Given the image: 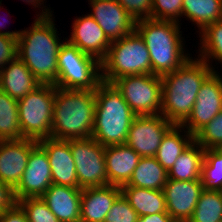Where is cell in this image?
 Instances as JSON below:
<instances>
[{
	"mask_svg": "<svg viewBox=\"0 0 222 222\" xmlns=\"http://www.w3.org/2000/svg\"><path fill=\"white\" fill-rule=\"evenodd\" d=\"M38 145L47 153L52 183L79 188L75 162L70 150V140L46 138L38 141Z\"/></svg>",
	"mask_w": 222,
	"mask_h": 222,
	"instance_id": "obj_18",
	"label": "cell"
},
{
	"mask_svg": "<svg viewBox=\"0 0 222 222\" xmlns=\"http://www.w3.org/2000/svg\"><path fill=\"white\" fill-rule=\"evenodd\" d=\"M121 194L134 208L138 216L167 212L163 190H152L123 185Z\"/></svg>",
	"mask_w": 222,
	"mask_h": 222,
	"instance_id": "obj_24",
	"label": "cell"
},
{
	"mask_svg": "<svg viewBox=\"0 0 222 222\" xmlns=\"http://www.w3.org/2000/svg\"><path fill=\"white\" fill-rule=\"evenodd\" d=\"M57 88L95 90L102 80L101 62L64 41L58 52Z\"/></svg>",
	"mask_w": 222,
	"mask_h": 222,
	"instance_id": "obj_7",
	"label": "cell"
},
{
	"mask_svg": "<svg viewBox=\"0 0 222 222\" xmlns=\"http://www.w3.org/2000/svg\"><path fill=\"white\" fill-rule=\"evenodd\" d=\"M168 212L154 213L151 215L138 216L137 222H174Z\"/></svg>",
	"mask_w": 222,
	"mask_h": 222,
	"instance_id": "obj_40",
	"label": "cell"
},
{
	"mask_svg": "<svg viewBox=\"0 0 222 222\" xmlns=\"http://www.w3.org/2000/svg\"><path fill=\"white\" fill-rule=\"evenodd\" d=\"M54 84H41L33 92L18 100V114L22 139L40 141L51 138Z\"/></svg>",
	"mask_w": 222,
	"mask_h": 222,
	"instance_id": "obj_8",
	"label": "cell"
},
{
	"mask_svg": "<svg viewBox=\"0 0 222 222\" xmlns=\"http://www.w3.org/2000/svg\"><path fill=\"white\" fill-rule=\"evenodd\" d=\"M18 39L0 34V71L17 58Z\"/></svg>",
	"mask_w": 222,
	"mask_h": 222,
	"instance_id": "obj_37",
	"label": "cell"
},
{
	"mask_svg": "<svg viewBox=\"0 0 222 222\" xmlns=\"http://www.w3.org/2000/svg\"><path fill=\"white\" fill-rule=\"evenodd\" d=\"M205 149L195 141L177 158L168 171V179L191 181L201 180Z\"/></svg>",
	"mask_w": 222,
	"mask_h": 222,
	"instance_id": "obj_26",
	"label": "cell"
},
{
	"mask_svg": "<svg viewBox=\"0 0 222 222\" xmlns=\"http://www.w3.org/2000/svg\"><path fill=\"white\" fill-rule=\"evenodd\" d=\"M113 83L137 116L160 114L161 76L154 74L126 75L115 79Z\"/></svg>",
	"mask_w": 222,
	"mask_h": 222,
	"instance_id": "obj_9",
	"label": "cell"
},
{
	"mask_svg": "<svg viewBox=\"0 0 222 222\" xmlns=\"http://www.w3.org/2000/svg\"><path fill=\"white\" fill-rule=\"evenodd\" d=\"M201 180L180 181L167 179L163 187L168 214L175 221H188L194 212L201 192Z\"/></svg>",
	"mask_w": 222,
	"mask_h": 222,
	"instance_id": "obj_14",
	"label": "cell"
},
{
	"mask_svg": "<svg viewBox=\"0 0 222 222\" xmlns=\"http://www.w3.org/2000/svg\"><path fill=\"white\" fill-rule=\"evenodd\" d=\"M216 149L222 154V143Z\"/></svg>",
	"mask_w": 222,
	"mask_h": 222,
	"instance_id": "obj_43",
	"label": "cell"
},
{
	"mask_svg": "<svg viewBox=\"0 0 222 222\" xmlns=\"http://www.w3.org/2000/svg\"><path fill=\"white\" fill-rule=\"evenodd\" d=\"M193 142L194 135L184 130L181 125H173L163 136L155 158L168 172L180 154Z\"/></svg>",
	"mask_w": 222,
	"mask_h": 222,
	"instance_id": "obj_23",
	"label": "cell"
},
{
	"mask_svg": "<svg viewBox=\"0 0 222 222\" xmlns=\"http://www.w3.org/2000/svg\"><path fill=\"white\" fill-rule=\"evenodd\" d=\"M222 192L204 189L188 222H221Z\"/></svg>",
	"mask_w": 222,
	"mask_h": 222,
	"instance_id": "obj_29",
	"label": "cell"
},
{
	"mask_svg": "<svg viewBox=\"0 0 222 222\" xmlns=\"http://www.w3.org/2000/svg\"><path fill=\"white\" fill-rule=\"evenodd\" d=\"M1 1H0V8H1ZM1 21V20H0ZM1 24H0V34H2V35H5V36H8V37H13V38H16V39H18L19 37H20V34H21V31L19 30V31H7L6 30V32L3 30H1V28H4L5 26H6V24H4V19H3V22H0ZM5 25H3V24Z\"/></svg>",
	"mask_w": 222,
	"mask_h": 222,
	"instance_id": "obj_41",
	"label": "cell"
},
{
	"mask_svg": "<svg viewBox=\"0 0 222 222\" xmlns=\"http://www.w3.org/2000/svg\"><path fill=\"white\" fill-rule=\"evenodd\" d=\"M71 37L66 40L80 51L102 62L109 51L111 41L98 23L89 15L79 16L72 25Z\"/></svg>",
	"mask_w": 222,
	"mask_h": 222,
	"instance_id": "obj_17",
	"label": "cell"
},
{
	"mask_svg": "<svg viewBox=\"0 0 222 222\" xmlns=\"http://www.w3.org/2000/svg\"><path fill=\"white\" fill-rule=\"evenodd\" d=\"M138 214L121 194L113 203L104 222H137Z\"/></svg>",
	"mask_w": 222,
	"mask_h": 222,
	"instance_id": "obj_35",
	"label": "cell"
},
{
	"mask_svg": "<svg viewBox=\"0 0 222 222\" xmlns=\"http://www.w3.org/2000/svg\"><path fill=\"white\" fill-rule=\"evenodd\" d=\"M41 8L42 13L36 16L30 29L21 31L17 57L25 63L41 84H55L58 52L64 41H60L57 35L58 29L55 28L52 11L46 6Z\"/></svg>",
	"mask_w": 222,
	"mask_h": 222,
	"instance_id": "obj_1",
	"label": "cell"
},
{
	"mask_svg": "<svg viewBox=\"0 0 222 222\" xmlns=\"http://www.w3.org/2000/svg\"><path fill=\"white\" fill-rule=\"evenodd\" d=\"M183 0H152L151 19L180 22Z\"/></svg>",
	"mask_w": 222,
	"mask_h": 222,
	"instance_id": "obj_34",
	"label": "cell"
},
{
	"mask_svg": "<svg viewBox=\"0 0 222 222\" xmlns=\"http://www.w3.org/2000/svg\"><path fill=\"white\" fill-rule=\"evenodd\" d=\"M92 12L89 14L101 27L107 38L113 42L135 30V20L117 0H89Z\"/></svg>",
	"mask_w": 222,
	"mask_h": 222,
	"instance_id": "obj_15",
	"label": "cell"
},
{
	"mask_svg": "<svg viewBox=\"0 0 222 222\" xmlns=\"http://www.w3.org/2000/svg\"><path fill=\"white\" fill-rule=\"evenodd\" d=\"M120 195L121 188L115 185L82 189L80 222H104L110 208Z\"/></svg>",
	"mask_w": 222,
	"mask_h": 222,
	"instance_id": "obj_19",
	"label": "cell"
},
{
	"mask_svg": "<svg viewBox=\"0 0 222 222\" xmlns=\"http://www.w3.org/2000/svg\"><path fill=\"white\" fill-rule=\"evenodd\" d=\"M95 91V117L92 138L102 146L125 144L137 116L113 82L101 80Z\"/></svg>",
	"mask_w": 222,
	"mask_h": 222,
	"instance_id": "obj_5",
	"label": "cell"
},
{
	"mask_svg": "<svg viewBox=\"0 0 222 222\" xmlns=\"http://www.w3.org/2000/svg\"><path fill=\"white\" fill-rule=\"evenodd\" d=\"M22 1V0H21ZM28 2L27 4H30L31 3V5H33L35 8L36 7H38V8H40V5L42 4L43 6H44V1L45 0H23V2ZM42 2V3H41Z\"/></svg>",
	"mask_w": 222,
	"mask_h": 222,
	"instance_id": "obj_42",
	"label": "cell"
},
{
	"mask_svg": "<svg viewBox=\"0 0 222 222\" xmlns=\"http://www.w3.org/2000/svg\"><path fill=\"white\" fill-rule=\"evenodd\" d=\"M70 150L75 162L79 188L108 185L105 146L92 137L71 139Z\"/></svg>",
	"mask_w": 222,
	"mask_h": 222,
	"instance_id": "obj_10",
	"label": "cell"
},
{
	"mask_svg": "<svg viewBox=\"0 0 222 222\" xmlns=\"http://www.w3.org/2000/svg\"><path fill=\"white\" fill-rule=\"evenodd\" d=\"M141 156L126 144L105 146L108 185L127 184Z\"/></svg>",
	"mask_w": 222,
	"mask_h": 222,
	"instance_id": "obj_21",
	"label": "cell"
},
{
	"mask_svg": "<svg viewBox=\"0 0 222 222\" xmlns=\"http://www.w3.org/2000/svg\"><path fill=\"white\" fill-rule=\"evenodd\" d=\"M101 69L102 80L108 82L126 75L152 74L150 54L140 34L134 30L113 41Z\"/></svg>",
	"mask_w": 222,
	"mask_h": 222,
	"instance_id": "obj_6",
	"label": "cell"
},
{
	"mask_svg": "<svg viewBox=\"0 0 222 222\" xmlns=\"http://www.w3.org/2000/svg\"><path fill=\"white\" fill-rule=\"evenodd\" d=\"M17 203L25 211L28 222H60L41 197L25 198Z\"/></svg>",
	"mask_w": 222,
	"mask_h": 222,
	"instance_id": "obj_33",
	"label": "cell"
},
{
	"mask_svg": "<svg viewBox=\"0 0 222 222\" xmlns=\"http://www.w3.org/2000/svg\"><path fill=\"white\" fill-rule=\"evenodd\" d=\"M194 141L204 149H213L222 143V110L194 135Z\"/></svg>",
	"mask_w": 222,
	"mask_h": 222,
	"instance_id": "obj_32",
	"label": "cell"
},
{
	"mask_svg": "<svg viewBox=\"0 0 222 222\" xmlns=\"http://www.w3.org/2000/svg\"><path fill=\"white\" fill-rule=\"evenodd\" d=\"M201 181L204 189L222 192V154L216 149H205Z\"/></svg>",
	"mask_w": 222,
	"mask_h": 222,
	"instance_id": "obj_31",
	"label": "cell"
},
{
	"mask_svg": "<svg viewBox=\"0 0 222 222\" xmlns=\"http://www.w3.org/2000/svg\"><path fill=\"white\" fill-rule=\"evenodd\" d=\"M0 222H28L22 207L16 203L12 208L0 214Z\"/></svg>",
	"mask_w": 222,
	"mask_h": 222,
	"instance_id": "obj_39",
	"label": "cell"
},
{
	"mask_svg": "<svg viewBox=\"0 0 222 222\" xmlns=\"http://www.w3.org/2000/svg\"><path fill=\"white\" fill-rule=\"evenodd\" d=\"M201 32L207 25L222 20V0H183V14Z\"/></svg>",
	"mask_w": 222,
	"mask_h": 222,
	"instance_id": "obj_27",
	"label": "cell"
},
{
	"mask_svg": "<svg viewBox=\"0 0 222 222\" xmlns=\"http://www.w3.org/2000/svg\"><path fill=\"white\" fill-rule=\"evenodd\" d=\"M38 145L31 139L0 141V180L13 190L27 167L30 152Z\"/></svg>",
	"mask_w": 222,
	"mask_h": 222,
	"instance_id": "obj_16",
	"label": "cell"
},
{
	"mask_svg": "<svg viewBox=\"0 0 222 222\" xmlns=\"http://www.w3.org/2000/svg\"><path fill=\"white\" fill-rule=\"evenodd\" d=\"M16 203L14 190L0 180V214L12 208Z\"/></svg>",
	"mask_w": 222,
	"mask_h": 222,
	"instance_id": "obj_38",
	"label": "cell"
},
{
	"mask_svg": "<svg viewBox=\"0 0 222 222\" xmlns=\"http://www.w3.org/2000/svg\"><path fill=\"white\" fill-rule=\"evenodd\" d=\"M200 49L199 58L204 60L212 67V60L220 61L222 64V20L213 22L207 25L201 32H199ZM212 59V60H210Z\"/></svg>",
	"mask_w": 222,
	"mask_h": 222,
	"instance_id": "obj_30",
	"label": "cell"
},
{
	"mask_svg": "<svg viewBox=\"0 0 222 222\" xmlns=\"http://www.w3.org/2000/svg\"><path fill=\"white\" fill-rule=\"evenodd\" d=\"M168 179V172L155 157H141L129 182L125 185L163 190Z\"/></svg>",
	"mask_w": 222,
	"mask_h": 222,
	"instance_id": "obj_25",
	"label": "cell"
},
{
	"mask_svg": "<svg viewBox=\"0 0 222 222\" xmlns=\"http://www.w3.org/2000/svg\"><path fill=\"white\" fill-rule=\"evenodd\" d=\"M51 184L52 174L47 153L37 145L30 152L27 167L14 189L15 199L18 201L41 197Z\"/></svg>",
	"mask_w": 222,
	"mask_h": 222,
	"instance_id": "obj_13",
	"label": "cell"
},
{
	"mask_svg": "<svg viewBox=\"0 0 222 222\" xmlns=\"http://www.w3.org/2000/svg\"><path fill=\"white\" fill-rule=\"evenodd\" d=\"M22 139L18 100L0 90V140Z\"/></svg>",
	"mask_w": 222,
	"mask_h": 222,
	"instance_id": "obj_28",
	"label": "cell"
},
{
	"mask_svg": "<svg viewBox=\"0 0 222 222\" xmlns=\"http://www.w3.org/2000/svg\"><path fill=\"white\" fill-rule=\"evenodd\" d=\"M81 188L51 184L41 196L60 222H80Z\"/></svg>",
	"mask_w": 222,
	"mask_h": 222,
	"instance_id": "obj_20",
	"label": "cell"
},
{
	"mask_svg": "<svg viewBox=\"0 0 222 222\" xmlns=\"http://www.w3.org/2000/svg\"><path fill=\"white\" fill-rule=\"evenodd\" d=\"M95 107L94 90L56 87L51 138L71 140L91 137Z\"/></svg>",
	"mask_w": 222,
	"mask_h": 222,
	"instance_id": "obj_3",
	"label": "cell"
},
{
	"mask_svg": "<svg viewBox=\"0 0 222 222\" xmlns=\"http://www.w3.org/2000/svg\"><path fill=\"white\" fill-rule=\"evenodd\" d=\"M179 24L154 19L135 22V30L143 38L150 54L152 74L163 76L173 72L190 58V54L184 53V39Z\"/></svg>",
	"mask_w": 222,
	"mask_h": 222,
	"instance_id": "obj_4",
	"label": "cell"
},
{
	"mask_svg": "<svg viewBox=\"0 0 222 222\" xmlns=\"http://www.w3.org/2000/svg\"><path fill=\"white\" fill-rule=\"evenodd\" d=\"M135 20L151 19L152 0H117Z\"/></svg>",
	"mask_w": 222,
	"mask_h": 222,
	"instance_id": "obj_36",
	"label": "cell"
},
{
	"mask_svg": "<svg viewBox=\"0 0 222 222\" xmlns=\"http://www.w3.org/2000/svg\"><path fill=\"white\" fill-rule=\"evenodd\" d=\"M172 126L161 114L136 116L125 144L141 157H155L163 136Z\"/></svg>",
	"mask_w": 222,
	"mask_h": 222,
	"instance_id": "obj_11",
	"label": "cell"
},
{
	"mask_svg": "<svg viewBox=\"0 0 222 222\" xmlns=\"http://www.w3.org/2000/svg\"><path fill=\"white\" fill-rule=\"evenodd\" d=\"M222 75L214 71L202 84L187 120L181 125L195 135L222 110Z\"/></svg>",
	"mask_w": 222,
	"mask_h": 222,
	"instance_id": "obj_12",
	"label": "cell"
},
{
	"mask_svg": "<svg viewBox=\"0 0 222 222\" xmlns=\"http://www.w3.org/2000/svg\"><path fill=\"white\" fill-rule=\"evenodd\" d=\"M0 71V90L19 100L33 92L41 83L18 57Z\"/></svg>",
	"mask_w": 222,
	"mask_h": 222,
	"instance_id": "obj_22",
	"label": "cell"
},
{
	"mask_svg": "<svg viewBox=\"0 0 222 222\" xmlns=\"http://www.w3.org/2000/svg\"><path fill=\"white\" fill-rule=\"evenodd\" d=\"M214 69L201 58L190 57L180 68L161 76L160 114L173 125H182L192 112L202 84Z\"/></svg>",
	"mask_w": 222,
	"mask_h": 222,
	"instance_id": "obj_2",
	"label": "cell"
}]
</instances>
